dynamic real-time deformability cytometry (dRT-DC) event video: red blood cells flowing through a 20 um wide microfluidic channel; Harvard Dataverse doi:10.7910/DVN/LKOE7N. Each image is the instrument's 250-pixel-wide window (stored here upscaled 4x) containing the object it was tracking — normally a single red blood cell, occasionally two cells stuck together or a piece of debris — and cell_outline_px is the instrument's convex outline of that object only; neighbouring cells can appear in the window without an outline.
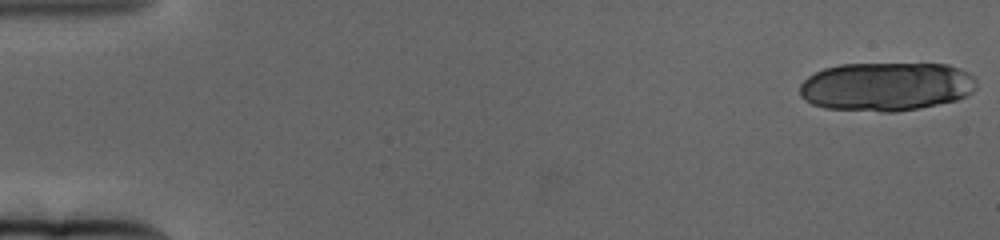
{"species": "human", "species_latin": "Homo sapiens", "temperature_condition": "cold", "stored_images_in_passage": 14, "camera_frame_rate_fps": 3000, "um_per_image_px": 0.085, "donor": {"sex": "female"}, "frame": {"image": 1, "passage_image": 1, "time_ms": 0.0, "image_size_px": [1000, 240], "cell_outline_px": [[976, 88], [972, 92], [956, 100], [920, 108], [896, 112], [884, 112], [824, 108], [812, 104], [804, 100], [800, 96], [800, 84], [808, 76], [824, 68], [840, 64], [948, 64], [960, 68], [968, 72], [976, 80]], "centroid_in_image_um": [75.32, 7.36], "position_along_channel_um": 9.7, "area_um2": 50.46}}